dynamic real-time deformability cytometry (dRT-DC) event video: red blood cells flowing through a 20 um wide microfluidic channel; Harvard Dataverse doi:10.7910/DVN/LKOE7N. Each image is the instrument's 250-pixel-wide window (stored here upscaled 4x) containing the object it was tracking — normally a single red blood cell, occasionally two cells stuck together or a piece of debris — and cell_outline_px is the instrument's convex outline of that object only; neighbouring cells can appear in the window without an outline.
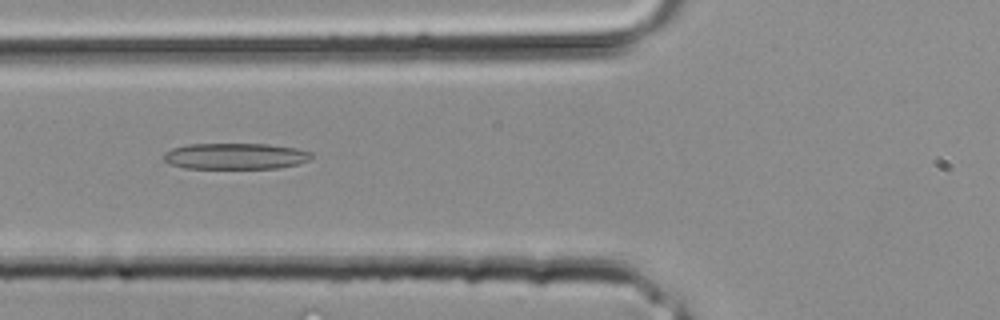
{"species": "common noctule bat (a hibernating species)", "species_latin": "Nyctalus noctula", "temperature_condition": "room temperature", "stored_images_in_passage": 20, "camera_frame_rate_fps": 3000, "um_per_image_px": 0.085, "animal": {"sex": "male", "body_mass_g": 20.4}, "frame": {"image": 1, "passage_image": 3, "time_ms": 0.667, "image_size_px": [1000, 320], "cell_outline_px": [[312, 156], [308, 160], [296, 164], [280, 168], [184, 168], [168, 164], [164, 160], [164, 152], [172, 148], [188, 144], [268, 144], [296, 148], [312, 152]], "centroid_in_image_um": [19.98, 13.27], "position_along_channel_um": 105.8, "area_um2": 22.54}}
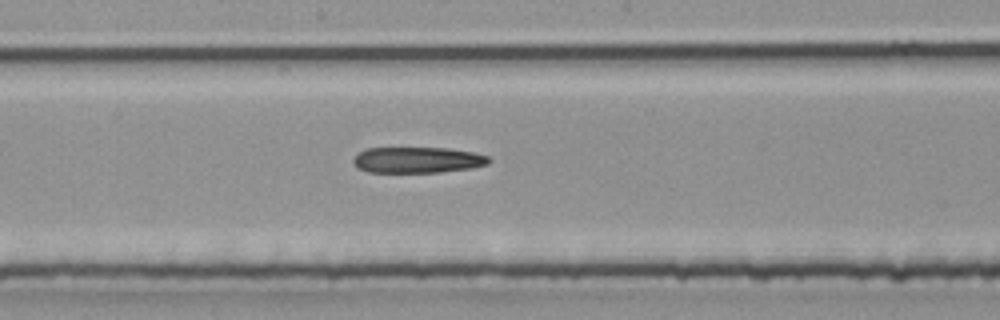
{"frame": {"image": 2, "passage_image": 8, "time_ms": 2.333, "image_size_px": [1000, 320], "cell_outline_px": [[492, 160], [488, 164], [472, 168], [440, 172], [368, 172], [360, 168], [352, 160], [360, 152], [368, 148], [448, 148], [472, 152], [488, 156]], "centroid_in_image_um": [35.54, 13.59], "position_along_channel_um": 212.7, "area_um2": 20.35}}
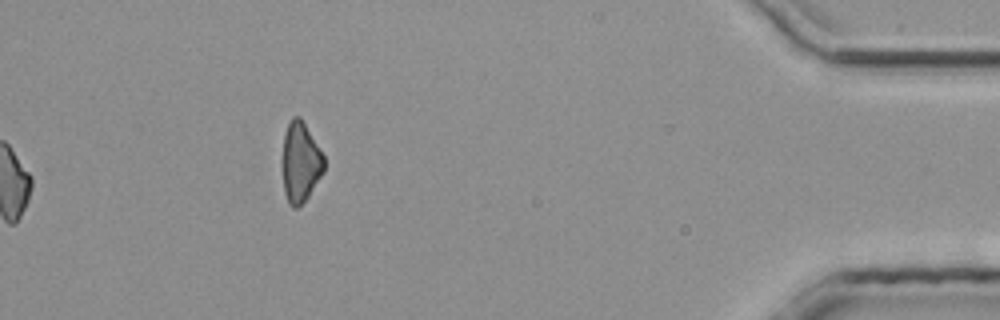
{"frame": {"image": 3, "passage_image": 20, "time_ms": 6.333, "image_size_px": [1000, 320], "cell_outline_px": [[324, 172], [300, 208], [292, 208], [288, 204], [284, 192], [280, 164], [280, 160], [284, 132], [292, 116], [300, 116], [324, 156]], "centroid_in_image_um": [25.48, 13.82], "position_along_channel_um": 409.7, "area_um2": 20.11}}